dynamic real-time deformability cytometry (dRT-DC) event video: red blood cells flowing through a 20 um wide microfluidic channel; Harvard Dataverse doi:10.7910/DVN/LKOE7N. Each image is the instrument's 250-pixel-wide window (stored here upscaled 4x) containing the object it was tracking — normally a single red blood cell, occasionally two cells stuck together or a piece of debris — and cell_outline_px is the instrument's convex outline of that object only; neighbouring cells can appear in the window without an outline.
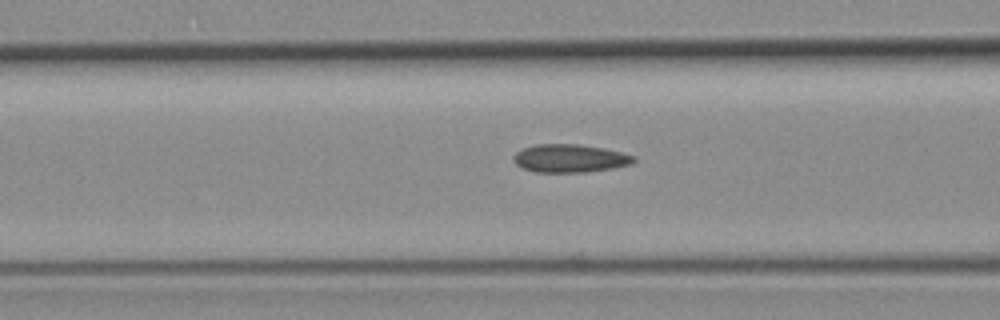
{"species": "common noctule bat (a hibernating species)", "species_latin": "Nyctalus noctula", "temperature_condition": "room temperature", "stored_images_in_passage": 12, "camera_frame_rate_fps": 3000, "um_per_image_px": 0.085, "animal": {"sex": "female", "body_mass_g": 19.3, "forearm_length_mm": 54.1}, "frame": {"image": 1, "passage_image": 10, "time_ms": 3.0, "image_size_px": [1000, 320], "cell_outline_px": [[636, 160], [632, 164], [612, 168], [584, 172], [536, 172], [524, 168], [516, 164], [512, 160], [512, 156], [516, 152], [524, 148], [536, 144], [576, 144], [604, 148], [636, 156]], "centroid_in_image_um": [48.44, 13.46], "position_along_channel_um": 118.2, "area_um2": 19.65}}